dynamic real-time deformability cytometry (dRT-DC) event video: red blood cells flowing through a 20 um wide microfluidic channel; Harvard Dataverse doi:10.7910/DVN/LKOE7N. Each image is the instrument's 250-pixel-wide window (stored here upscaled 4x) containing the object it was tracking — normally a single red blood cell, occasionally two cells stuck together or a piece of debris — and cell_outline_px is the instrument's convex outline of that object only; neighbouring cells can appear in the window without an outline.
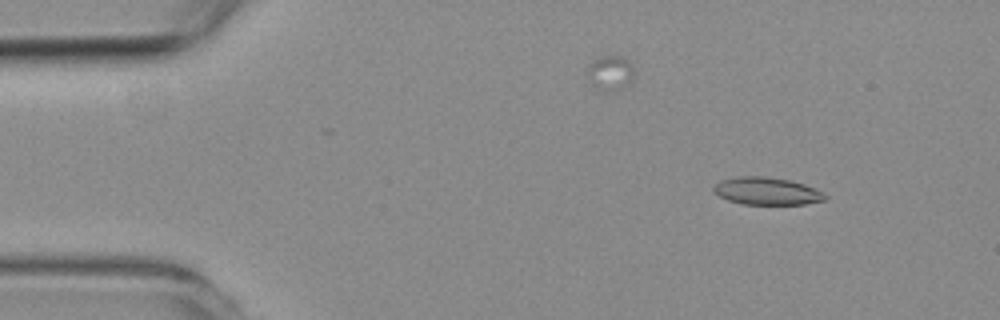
{"species": "common noctule bat (a hibernating species)", "species_latin": "Nyctalus noctula", "temperature_condition": "room temperature", "stored_images_in_passage": 55, "camera_frame_rate_fps": 3000, "um_per_image_px": 0.085, "animal": {"sex": "female", "body_mass_g": 19.3, "forearm_length_mm": 54.1}, "frame": {"image": 1, "passage_image": 6, "time_ms": 1.667, "image_size_px": [1000, 320], "cell_outline_px": [[828, 196], [824, 200], [804, 204], [744, 204], [728, 200], [720, 196], [712, 188], [720, 180], [740, 176], [764, 176], [788, 180], [804, 184], [824, 192]], "centroid_in_image_um": [65.2, 16.24], "position_along_channel_um": 19.8, "area_um2": 17.69}}
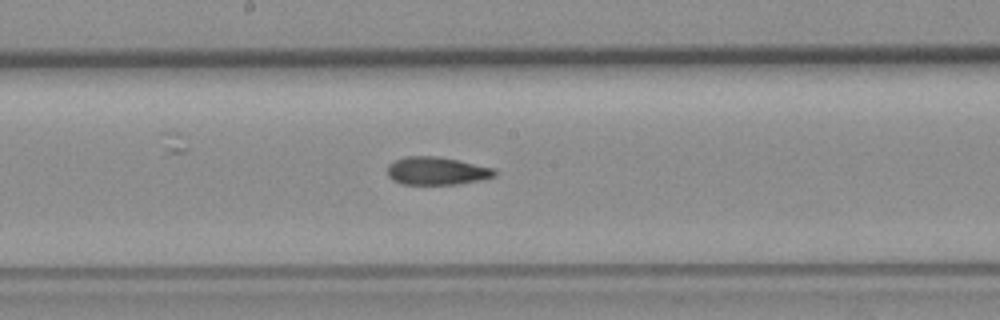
{"frame": {"image": 2, "passage_image": 28, "time_ms": 9.0, "image_size_px": [1000, 320], "cell_outline_px": [[496, 176], [484, 180], [460, 184], [400, 184], [392, 180], [388, 176], [388, 164], [396, 160], [408, 156], [436, 156], [456, 160], [492, 168], [496, 172]], "centroid_in_image_um": [37.11, 14.54], "position_along_channel_um": 211.1, "area_um2": 17.4}}
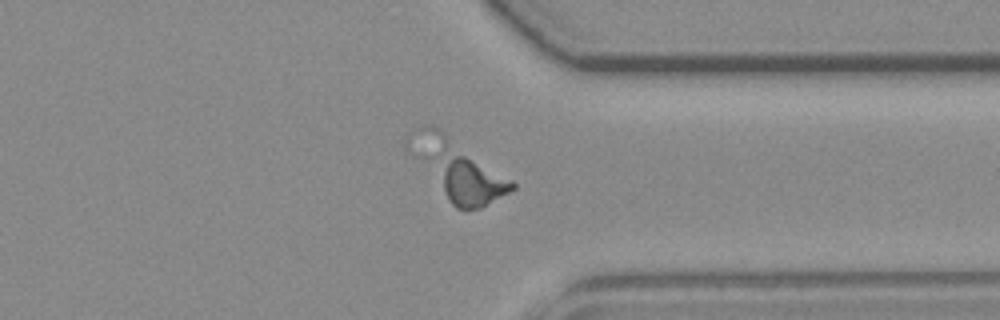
{"frame": {"image": 3, "passage_image": 41, "time_ms": 13.333, "image_size_px": [1000, 320], "cell_outline_px": [[516, 188], [480, 208], [456, 208], [448, 200], [444, 192], [444, 172], [452, 152], [464, 156], [512, 180], [516, 184]], "centroid_in_image_um": [40.22, 15.58], "position_along_channel_um": 371.2, "area_um2": 18.79}, "authors_computed_cell_mechanics": {"area_um2": 18.0914, "velocity_mm_per_s": 3.7595, "shape_relaxation_time_tau1_ms": null, "shape_relaxation_time_tau2_ms": 4.4998, "deformation_change_tau1": null, "deformation_change_tau2": 0.1156}}